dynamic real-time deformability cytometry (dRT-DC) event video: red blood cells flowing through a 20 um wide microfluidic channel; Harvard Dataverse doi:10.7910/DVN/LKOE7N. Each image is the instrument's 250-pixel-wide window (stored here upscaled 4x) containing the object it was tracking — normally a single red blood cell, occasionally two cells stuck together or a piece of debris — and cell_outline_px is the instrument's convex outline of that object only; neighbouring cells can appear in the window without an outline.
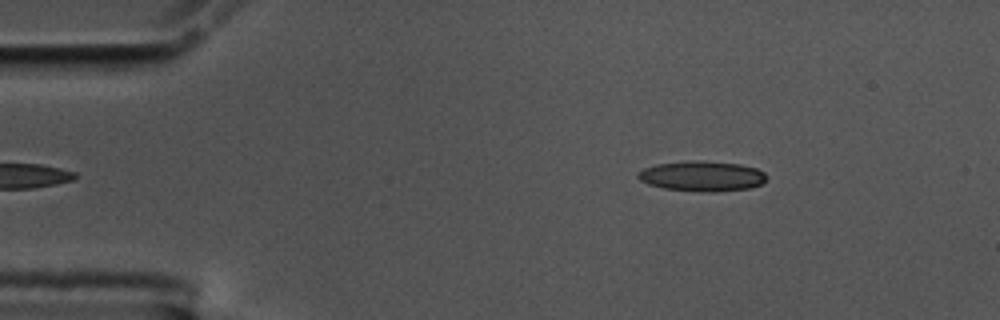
{"species": "common noctule bat (a hibernating species)", "species_latin": "Nyctalus noctula", "temperature_condition": "cold", "stored_images_in_passage": 50, "camera_frame_rate_fps": 3000, "um_per_image_px": 0.085, "animal": {"sex": "male", "body_mass_g": 17.5, "forearm_length_mm": 52.3}, "frame": {"image": 1, "passage_image": 2, "time_ms": 0.333, "image_size_px": [1000, 320], "cell_outline_px": [[768, 176], [760, 184], [748, 188], [712, 192], [704, 192], [664, 188], [648, 184], [640, 180], [636, 176], [644, 168], [656, 164], [740, 164], [756, 168], [764, 172]], "centroid_in_image_um": [59.7, 15.03], "position_along_channel_um": 25.3, "area_um2": 21.21}}
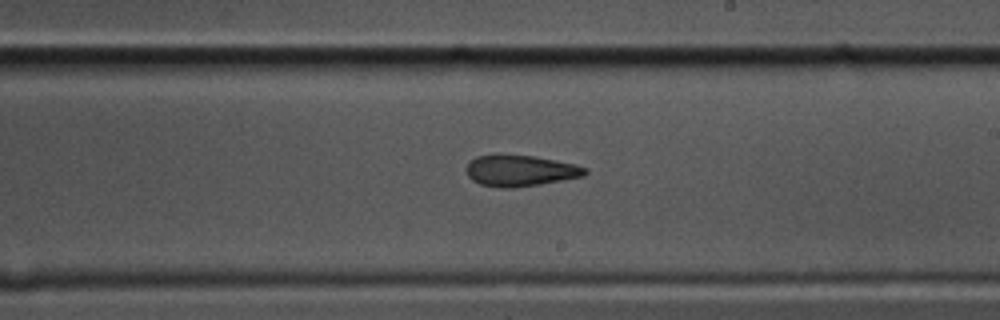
{"frame": {"image": 2, "passage_image": 26, "time_ms": 8.333, "image_size_px": [1000, 320], "cell_outline_px": [[588, 172], [584, 176], [564, 180], [516, 188], [500, 188], [480, 184], [472, 180], [468, 176], [468, 164], [476, 156], [492, 152], [496, 152], [536, 156], [576, 164], [588, 168]], "centroid_in_image_um": [44.23, 14.48], "position_along_channel_um": 244.8, "area_um2": 22.25}}
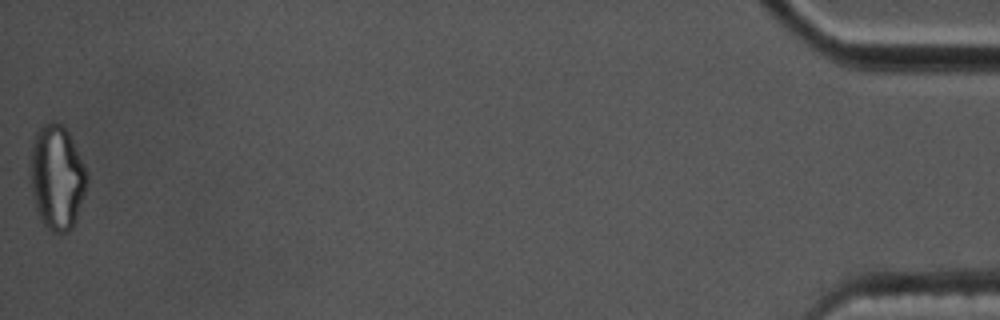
{"frame": {"image": 3, "passage_image": 50, "time_ms": 16.333, "image_size_px": [1000, 320], "cell_outline_px": [[88, 180], [72, 228], [68, 232], [52, 232], [40, 220], [36, 208], [32, 192], [32, 148], [36, 132], [44, 124], [52, 120], [64, 124], [88, 172]], "centroid_in_image_um": [4.86, 15.05], "position_along_channel_um": 430.3, "area_um2": 33.87}, "authors_computed_cell_mechanics": {"area_um2": 22.4264, "velocity_mm_per_s": 3.5362, "shape_relaxation_time_tau1_ms": null, "shape_relaxation_time_tau2_ms": 5.2221, "deformation_change_tau1": null, "deformation_change_tau2": 0.1473}}